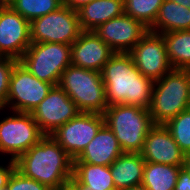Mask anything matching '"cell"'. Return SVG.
<instances>
[{"label":"cell","mask_w":190,"mask_h":190,"mask_svg":"<svg viewBox=\"0 0 190 190\" xmlns=\"http://www.w3.org/2000/svg\"><path fill=\"white\" fill-rule=\"evenodd\" d=\"M189 69H172L154 81L149 114L155 124H165L189 107Z\"/></svg>","instance_id":"4"},{"label":"cell","mask_w":190,"mask_h":190,"mask_svg":"<svg viewBox=\"0 0 190 190\" xmlns=\"http://www.w3.org/2000/svg\"><path fill=\"white\" fill-rule=\"evenodd\" d=\"M8 5L23 18L31 22L62 6V0H11Z\"/></svg>","instance_id":"24"},{"label":"cell","mask_w":190,"mask_h":190,"mask_svg":"<svg viewBox=\"0 0 190 190\" xmlns=\"http://www.w3.org/2000/svg\"><path fill=\"white\" fill-rule=\"evenodd\" d=\"M58 86L65 91L80 112H105L107 102L101 72L71 64L61 74Z\"/></svg>","instance_id":"5"},{"label":"cell","mask_w":190,"mask_h":190,"mask_svg":"<svg viewBox=\"0 0 190 190\" xmlns=\"http://www.w3.org/2000/svg\"><path fill=\"white\" fill-rule=\"evenodd\" d=\"M101 74L107 107L129 104L149 109L154 81L141 74L128 53H115Z\"/></svg>","instance_id":"1"},{"label":"cell","mask_w":190,"mask_h":190,"mask_svg":"<svg viewBox=\"0 0 190 190\" xmlns=\"http://www.w3.org/2000/svg\"><path fill=\"white\" fill-rule=\"evenodd\" d=\"M115 54L93 31L83 30L71 44V63L74 66L101 72Z\"/></svg>","instance_id":"16"},{"label":"cell","mask_w":190,"mask_h":190,"mask_svg":"<svg viewBox=\"0 0 190 190\" xmlns=\"http://www.w3.org/2000/svg\"><path fill=\"white\" fill-rule=\"evenodd\" d=\"M73 177L91 190H116L110 166L73 163Z\"/></svg>","instance_id":"21"},{"label":"cell","mask_w":190,"mask_h":190,"mask_svg":"<svg viewBox=\"0 0 190 190\" xmlns=\"http://www.w3.org/2000/svg\"><path fill=\"white\" fill-rule=\"evenodd\" d=\"M65 190H73L69 185L65 187Z\"/></svg>","instance_id":"38"},{"label":"cell","mask_w":190,"mask_h":190,"mask_svg":"<svg viewBox=\"0 0 190 190\" xmlns=\"http://www.w3.org/2000/svg\"><path fill=\"white\" fill-rule=\"evenodd\" d=\"M15 169V160L9 159L5 166L0 164V189L7 187L8 180Z\"/></svg>","instance_id":"29"},{"label":"cell","mask_w":190,"mask_h":190,"mask_svg":"<svg viewBox=\"0 0 190 190\" xmlns=\"http://www.w3.org/2000/svg\"><path fill=\"white\" fill-rule=\"evenodd\" d=\"M93 0H62V5L70 8L71 10H79L82 6L89 4Z\"/></svg>","instance_id":"31"},{"label":"cell","mask_w":190,"mask_h":190,"mask_svg":"<svg viewBox=\"0 0 190 190\" xmlns=\"http://www.w3.org/2000/svg\"><path fill=\"white\" fill-rule=\"evenodd\" d=\"M148 31L149 29L140 21L126 13L93 30L115 53H128Z\"/></svg>","instance_id":"14"},{"label":"cell","mask_w":190,"mask_h":190,"mask_svg":"<svg viewBox=\"0 0 190 190\" xmlns=\"http://www.w3.org/2000/svg\"><path fill=\"white\" fill-rule=\"evenodd\" d=\"M39 80L58 86L61 74L71 65V45L31 43L18 60Z\"/></svg>","instance_id":"6"},{"label":"cell","mask_w":190,"mask_h":190,"mask_svg":"<svg viewBox=\"0 0 190 190\" xmlns=\"http://www.w3.org/2000/svg\"><path fill=\"white\" fill-rule=\"evenodd\" d=\"M8 190H52L45 184L34 179L25 177L20 171L15 169L11 174L8 184Z\"/></svg>","instance_id":"28"},{"label":"cell","mask_w":190,"mask_h":190,"mask_svg":"<svg viewBox=\"0 0 190 190\" xmlns=\"http://www.w3.org/2000/svg\"><path fill=\"white\" fill-rule=\"evenodd\" d=\"M124 190H147L144 185L140 184L137 186H132L130 188L124 189Z\"/></svg>","instance_id":"35"},{"label":"cell","mask_w":190,"mask_h":190,"mask_svg":"<svg viewBox=\"0 0 190 190\" xmlns=\"http://www.w3.org/2000/svg\"><path fill=\"white\" fill-rule=\"evenodd\" d=\"M52 87V84L39 80L17 61L10 76L6 110L10 113H31L46 98Z\"/></svg>","instance_id":"9"},{"label":"cell","mask_w":190,"mask_h":190,"mask_svg":"<svg viewBox=\"0 0 190 190\" xmlns=\"http://www.w3.org/2000/svg\"><path fill=\"white\" fill-rule=\"evenodd\" d=\"M79 113L76 104L65 91L59 86H53L31 115L41 132L44 135H50Z\"/></svg>","instance_id":"12"},{"label":"cell","mask_w":190,"mask_h":190,"mask_svg":"<svg viewBox=\"0 0 190 190\" xmlns=\"http://www.w3.org/2000/svg\"><path fill=\"white\" fill-rule=\"evenodd\" d=\"M167 55L173 69H190V30L163 33Z\"/></svg>","instance_id":"22"},{"label":"cell","mask_w":190,"mask_h":190,"mask_svg":"<svg viewBox=\"0 0 190 190\" xmlns=\"http://www.w3.org/2000/svg\"><path fill=\"white\" fill-rule=\"evenodd\" d=\"M145 162L183 166L185 153L163 124H155L149 131L139 152Z\"/></svg>","instance_id":"15"},{"label":"cell","mask_w":190,"mask_h":190,"mask_svg":"<svg viewBox=\"0 0 190 190\" xmlns=\"http://www.w3.org/2000/svg\"><path fill=\"white\" fill-rule=\"evenodd\" d=\"M10 1H11V0H0V3H1L2 5H4V4H8Z\"/></svg>","instance_id":"36"},{"label":"cell","mask_w":190,"mask_h":190,"mask_svg":"<svg viewBox=\"0 0 190 190\" xmlns=\"http://www.w3.org/2000/svg\"><path fill=\"white\" fill-rule=\"evenodd\" d=\"M190 9V0H169Z\"/></svg>","instance_id":"34"},{"label":"cell","mask_w":190,"mask_h":190,"mask_svg":"<svg viewBox=\"0 0 190 190\" xmlns=\"http://www.w3.org/2000/svg\"><path fill=\"white\" fill-rule=\"evenodd\" d=\"M182 167L145 162L141 184L147 190H174L178 173Z\"/></svg>","instance_id":"23"},{"label":"cell","mask_w":190,"mask_h":190,"mask_svg":"<svg viewBox=\"0 0 190 190\" xmlns=\"http://www.w3.org/2000/svg\"><path fill=\"white\" fill-rule=\"evenodd\" d=\"M189 94H190V69H189ZM189 107H190V95H189Z\"/></svg>","instance_id":"37"},{"label":"cell","mask_w":190,"mask_h":190,"mask_svg":"<svg viewBox=\"0 0 190 190\" xmlns=\"http://www.w3.org/2000/svg\"><path fill=\"white\" fill-rule=\"evenodd\" d=\"M183 30H190V9L181 4L164 0L149 31L163 34Z\"/></svg>","instance_id":"20"},{"label":"cell","mask_w":190,"mask_h":190,"mask_svg":"<svg viewBox=\"0 0 190 190\" xmlns=\"http://www.w3.org/2000/svg\"><path fill=\"white\" fill-rule=\"evenodd\" d=\"M68 185L73 189V190H91L88 187L80 184L74 177H72L69 180Z\"/></svg>","instance_id":"32"},{"label":"cell","mask_w":190,"mask_h":190,"mask_svg":"<svg viewBox=\"0 0 190 190\" xmlns=\"http://www.w3.org/2000/svg\"><path fill=\"white\" fill-rule=\"evenodd\" d=\"M164 126L170 131L174 141L186 154L190 151V108L169 119Z\"/></svg>","instance_id":"26"},{"label":"cell","mask_w":190,"mask_h":190,"mask_svg":"<svg viewBox=\"0 0 190 190\" xmlns=\"http://www.w3.org/2000/svg\"><path fill=\"white\" fill-rule=\"evenodd\" d=\"M82 30L93 31L124 13V0H93L77 10Z\"/></svg>","instance_id":"19"},{"label":"cell","mask_w":190,"mask_h":190,"mask_svg":"<svg viewBox=\"0 0 190 190\" xmlns=\"http://www.w3.org/2000/svg\"><path fill=\"white\" fill-rule=\"evenodd\" d=\"M17 61L8 56H0V112L6 109L10 76Z\"/></svg>","instance_id":"27"},{"label":"cell","mask_w":190,"mask_h":190,"mask_svg":"<svg viewBox=\"0 0 190 190\" xmlns=\"http://www.w3.org/2000/svg\"><path fill=\"white\" fill-rule=\"evenodd\" d=\"M104 124L103 114L80 112L50 136L75 160Z\"/></svg>","instance_id":"10"},{"label":"cell","mask_w":190,"mask_h":190,"mask_svg":"<svg viewBox=\"0 0 190 190\" xmlns=\"http://www.w3.org/2000/svg\"><path fill=\"white\" fill-rule=\"evenodd\" d=\"M16 169L50 189H62L73 177V159L50 135H45L16 160Z\"/></svg>","instance_id":"2"},{"label":"cell","mask_w":190,"mask_h":190,"mask_svg":"<svg viewBox=\"0 0 190 190\" xmlns=\"http://www.w3.org/2000/svg\"><path fill=\"white\" fill-rule=\"evenodd\" d=\"M164 0H124V13L150 29Z\"/></svg>","instance_id":"25"},{"label":"cell","mask_w":190,"mask_h":190,"mask_svg":"<svg viewBox=\"0 0 190 190\" xmlns=\"http://www.w3.org/2000/svg\"><path fill=\"white\" fill-rule=\"evenodd\" d=\"M128 54L141 74L153 81L161 79L173 69L162 34L148 31Z\"/></svg>","instance_id":"11"},{"label":"cell","mask_w":190,"mask_h":190,"mask_svg":"<svg viewBox=\"0 0 190 190\" xmlns=\"http://www.w3.org/2000/svg\"><path fill=\"white\" fill-rule=\"evenodd\" d=\"M8 114L0 121V153L16 161L45 135L31 113L12 111V115Z\"/></svg>","instance_id":"7"},{"label":"cell","mask_w":190,"mask_h":190,"mask_svg":"<svg viewBox=\"0 0 190 190\" xmlns=\"http://www.w3.org/2000/svg\"><path fill=\"white\" fill-rule=\"evenodd\" d=\"M145 160L140 153L124 152L111 165L116 190H124L142 183Z\"/></svg>","instance_id":"18"},{"label":"cell","mask_w":190,"mask_h":190,"mask_svg":"<svg viewBox=\"0 0 190 190\" xmlns=\"http://www.w3.org/2000/svg\"><path fill=\"white\" fill-rule=\"evenodd\" d=\"M190 175V151L185 154L183 167Z\"/></svg>","instance_id":"33"},{"label":"cell","mask_w":190,"mask_h":190,"mask_svg":"<svg viewBox=\"0 0 190 190\" xmlns=\"http://www.w3.org/2000/svg\"><path fill=\"white\" fill-rule=\"evenodd\" d=\"M174 190H190V175L184 168L178 173Z\"/></svg>","instance_id":"30"},{"label":"cell","mask_w":190,"mask_h":190,"mask_svg":"<svg viewBox=\"0 0 190 190\" xmlns=\"http://www.w3.org/2000/svg\"><path fill=\"white\" fill-rule=\"evenodd\" d=\"M123 153L113 131L104 124L73 163L110 166Z\"/></svg>","instance_id":"17"},{"label":"cell","mask_w":190,"mask_h":190,"mask_svg":"<svg viewBox=\"0 0 190 190\" xmlns=\"http://www.w3.org/2000/svg\"><path fill=\"white\" fill-rule=\"evenodd\" d=\"M105 125L117 138L123 152L139 153L149 131L155 126L149 110L129 104L108 106Z\"/></svg>","instance_id":"3"},{"label":"cell","mask_w":190,"mask_h":190,"mask_svg":"<svg viewBox=\"0 0 190 190\" xmlns=\"http://www.w3.org/2000/svg\"><path fill=\"white\" fill-rule=\"evenodd\" d=\"M31 43L71 45L82 33L78 13L62 5L59 9L30 22Z\"/></svg>","instance_id":"8"},{"label":"cell","mask_w":190,"mask_h":190,"mask_svg":"<svg viewBox=\"0 0 190 190\" xmlns=\"http://www.w3.org/2000/svg\"><path fill=\"white\" fill-rule=\"evenodd\" d=\"M31 45L30 22L8 4L0 6V56L19 60Z\"/></svg>","instance_id":"13"},{"label":"cell","mask_w":190,"mask_h":190,"mask_svg":"<svg viewBox=\"0 0 190 190\" xmlns=\"http://www.w3.org/2000/svg\"><path fill=\"white\" fill-rule=\"evenodd\" d=\"M52 190H65V187H63L62 189H52Z\"/></svg>","instance_id":"39"}]
</instances>
